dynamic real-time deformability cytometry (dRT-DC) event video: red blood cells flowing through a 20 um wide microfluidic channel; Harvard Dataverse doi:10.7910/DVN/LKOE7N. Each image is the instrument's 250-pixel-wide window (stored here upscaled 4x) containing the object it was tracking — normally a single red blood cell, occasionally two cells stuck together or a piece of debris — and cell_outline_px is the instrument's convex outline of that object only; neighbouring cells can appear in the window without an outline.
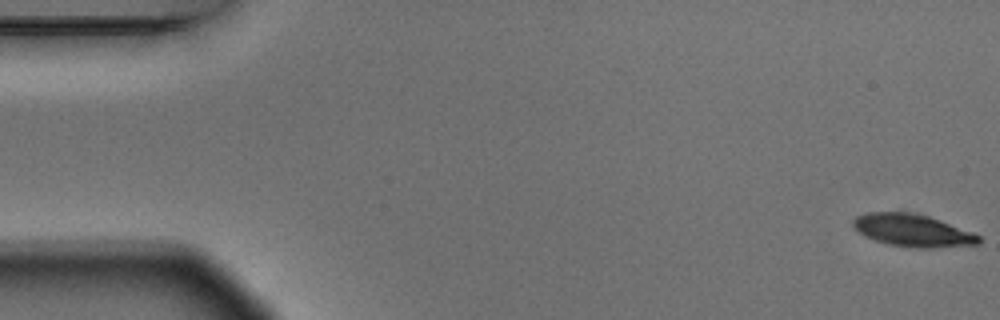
{"species": "Egyptian fruit bat (a non-hibernating species)", "species_latin": "Rousettus aegyptiacus", "temperature_condition": "warm", "stored_images_in_passage": 5, "camera_frame_rate_fps": 3000, "um_per_image_px": 0.085, "animal": {"sex": "male"}, "frame": {"image": 1, "passage_image": 1, "time_ms": 0.0, "image_size_px": [1000, 320], "cell_outline_px": [[980, 244], [932, 248], [908, 248], [888, 244], [864, 236], [852, 224], [852, 220], [856, 216], [868, 212], [908, 212], [928, 216], [940, 220], [972, 232], [980, 236]], "centroid_in_image_um": [77.57, 19.59], "position_along_channel_um": 7.4, "area_um2": 23.7}}
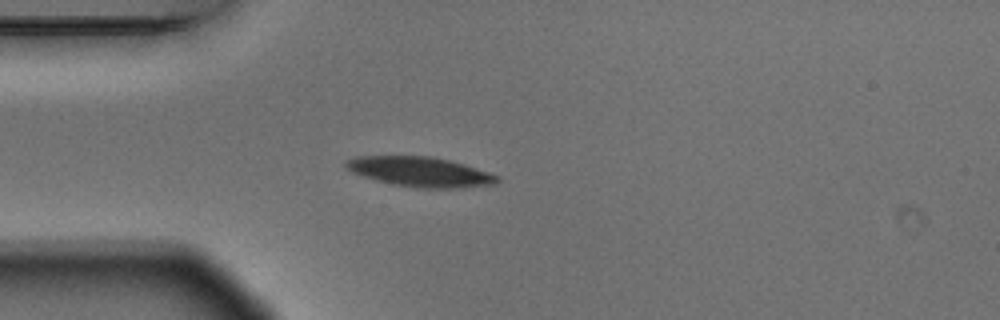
{"frame": {"image": 2, "passage_image": 5, "time_ms": 1.333, "image_size_px": [1000, 320], "cell_outline_px": [[500, 180], [496, 184], [460, 188], [416, 188], [392, 184], [376, 180], [352, 172], [344, 164], [344, 160], [356, 156], [432, 156], [464, 164], [500, 176]], "centroid_in_image_um": [35.72, 14.6], "position_along_channel_um": 49.3, "area_um2": 26.36}}